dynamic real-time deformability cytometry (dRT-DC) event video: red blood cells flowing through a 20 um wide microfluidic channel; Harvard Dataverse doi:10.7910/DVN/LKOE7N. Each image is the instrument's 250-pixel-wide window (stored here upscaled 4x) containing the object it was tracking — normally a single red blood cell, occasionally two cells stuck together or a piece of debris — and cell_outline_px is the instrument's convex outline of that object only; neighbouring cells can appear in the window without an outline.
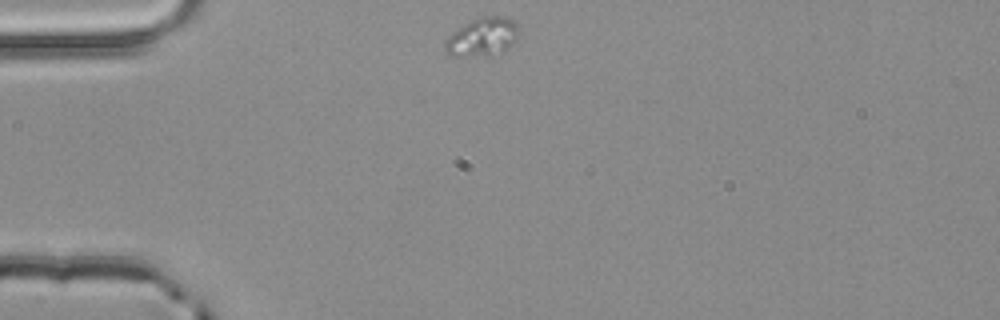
{"species": "common noctule bat (a hibernating species)", "species_latin": "Nyctalus noctula", "temperature_condition": "room temperature", "stored_images_in_passage": 2, "camera_frame_rate_fps": 3000, "um_per_image_px": 0.085, "animal": {"sex": "male", "body_mass_g": 20.4}, "frame": {"image": 1, "passage_image": 1, "time_ms": 0.0, "image_size_px": [1000, 320], "cell_outline_px": [[516, 40], [504, 52], [488, 56], [448, 56], [444, 52], [444, 40], [452, 32], [472, 20], [480, 16], [504, 16], [512, 20], [516, 24]], "centroid_in_image_um": [40.94, 3.17], "position_along_channel_um": 44.1, "area_um2": 16.65}}